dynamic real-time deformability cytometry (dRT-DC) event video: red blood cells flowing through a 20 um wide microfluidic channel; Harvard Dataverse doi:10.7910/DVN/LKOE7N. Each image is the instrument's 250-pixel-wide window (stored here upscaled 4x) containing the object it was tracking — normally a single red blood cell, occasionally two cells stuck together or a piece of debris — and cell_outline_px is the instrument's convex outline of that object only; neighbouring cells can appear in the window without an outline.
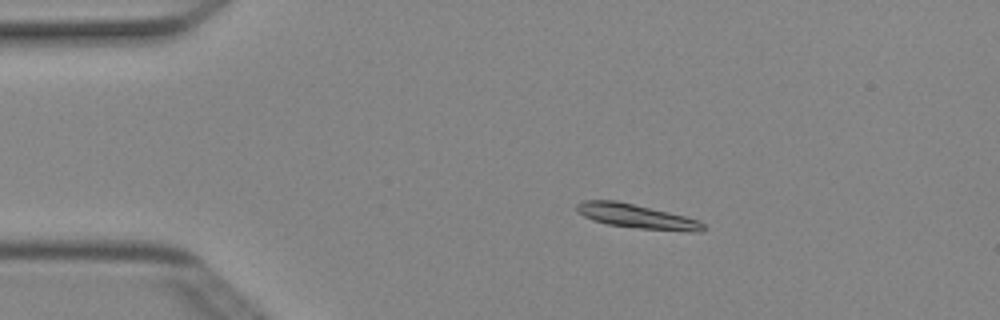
{"species": "Egyptian fruit bat (a non-hibernating species)", "species_latin": "Rousettus aegyptiacus", "temperature_condition": "cold", "stored_images_in_passage": 7, "camera_frame_rate_fps": 3000, "um_per_image_px": 0.085, "animal": {"sex": "female"}, "frame": {"image": 1, "passage_image": 3, "time_ms": 0.667, "image_size_px": [1000, 320], "cell_outline_px": [[704, 228], [700, 232], [688, 232], [640, 228], [608, 224], [592, 220], [584, 216], [576, 208], [576, 204], [584, 200], [616, 200], [668, 212], [700, 220], [704, 224]], "centroid_in_image_um": [54.13, 18.39], "position_along_channel_um": 30.9, "area_um2": 17.63}}
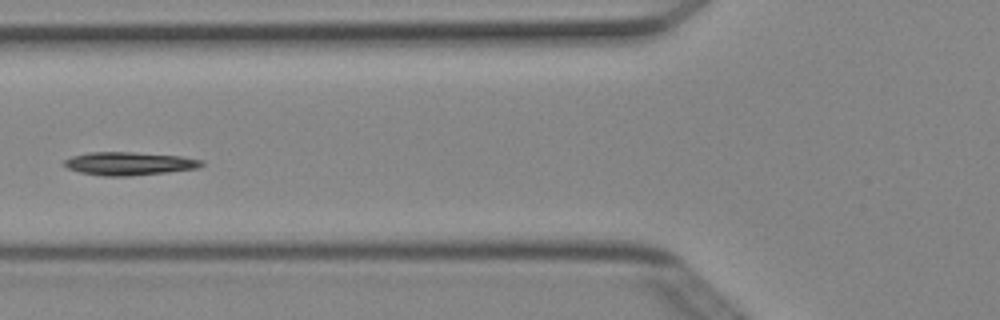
{"frame": {"image": 2, "passage_image": 6, "time_ms": 1.667, "image_size_px": [1000, 320], "cell_outline_px": [[204, 164], [200, 168], [128, 176], [104, 176], [80, 172], [68, 168], [64, 164], [64, 160], [72, 156], [88, 152], [132, 152], [180, 156], [204, 160]], "centroid_in_image_um": [10.99, 13.9], "position_along_channel_um": 114.8, "area_um2": 18.44}}
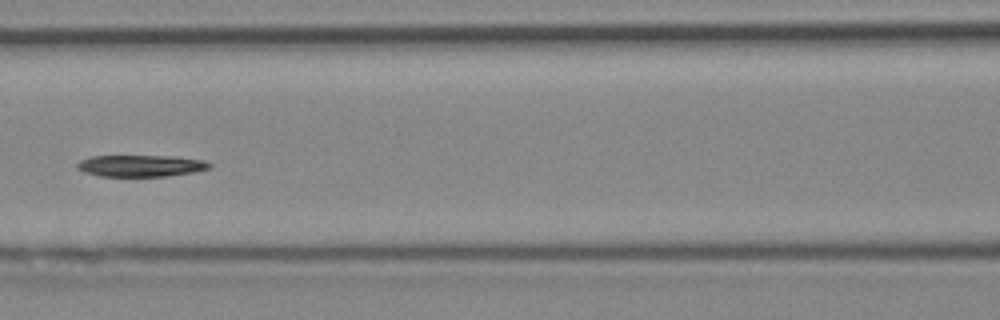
{"frame": {"image": 3, "passage_image": 7, "time_ms": 2.0, "image_size_px": [1000, 320], "cell_outline_px": [[212, 168], [192, 172], [164, 176], [100, 176], [84, 172], [76, 168], [76, 164], [80, 160], [92, 156], [176, 156], [204, 160], [212, 164]], "centroid_in_image_um": [11.97, 14.08], "position_along_channel_um": 154.6, "area_um2": 16.7}}